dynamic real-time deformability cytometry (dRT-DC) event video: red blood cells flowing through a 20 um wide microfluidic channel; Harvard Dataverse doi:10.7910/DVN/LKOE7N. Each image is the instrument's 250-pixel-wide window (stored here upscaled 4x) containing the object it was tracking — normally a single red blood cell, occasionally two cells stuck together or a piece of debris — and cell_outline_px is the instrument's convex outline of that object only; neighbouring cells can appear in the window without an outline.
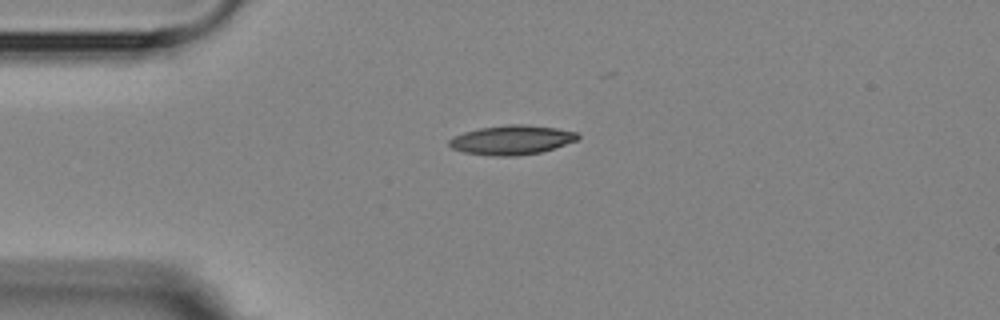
{"species": "Egyptian fruit bat (a non-hibernating species)", "species_latin": "Rousettus aegyptiacus", "temperature_condition": "room temperature", "stored_images_in_passage": 1, "camera_frame_rate_fps": 3000, "um_per_image_px": 0.085, "animal": {"sex": "female"}, "frame": {"image": 1, "passage_image": 1, "time_ms": 0.0, "image_size_px": [1000, 320], "cell_outline_px": [[580, 136], [576, 140], [540, 152], [516, 156], [496, 156], [464, 152], [452, 148], [448, 144], [448, 140], [464, 132], [480, 128], [508, 124], [524, 124], [556, 128], [576, 132]], "centroid_in_image_um": [43.47, 11.89], "position_along_channel_um": 41.5, "area_um2": 21.68}}